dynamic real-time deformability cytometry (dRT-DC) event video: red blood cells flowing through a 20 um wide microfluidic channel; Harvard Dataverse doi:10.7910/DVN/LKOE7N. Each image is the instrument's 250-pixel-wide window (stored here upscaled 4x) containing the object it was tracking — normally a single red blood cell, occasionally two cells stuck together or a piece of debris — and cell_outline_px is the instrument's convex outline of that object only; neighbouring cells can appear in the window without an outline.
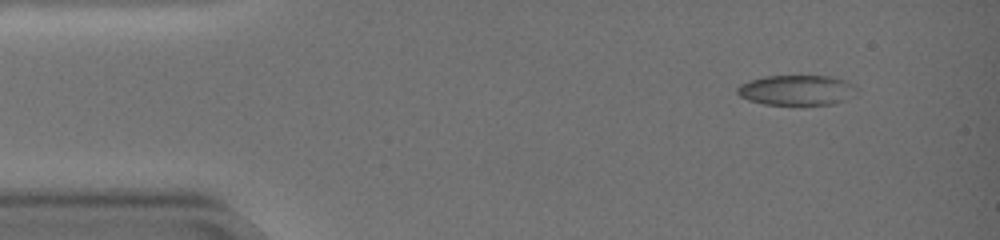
{"species": "common noctule bat (a hibernating species)", "species_latin": "Nyctalus noctula", "temperature_condition": "warm", "stored_images_in_passage": 50, "camera_frame_rate_fps": 3000, "um_per_image_px": 0.085, "animal": {"sex": "female", "body_mass_g": 19.0, "forearm_length_mm": 51.5}, "frame": {"image": 1, "passage_image": 1, "time_ms": 0.0, "image_size_px": [1000, 240], "cell_outline_px": [[856, 92], [844, 100], [832, 104], [764, 104], [748, 100], [740, 96], [736, 92], [736, 88], [740, 84], [748, 80], [764, 76], [832, 76], [844, 80], [852, 84], [856, 88]], "centroid_in_image_um": [67.67, 7.65], "position_along_channel_um": 17.3, "area_um2": 20.87}}
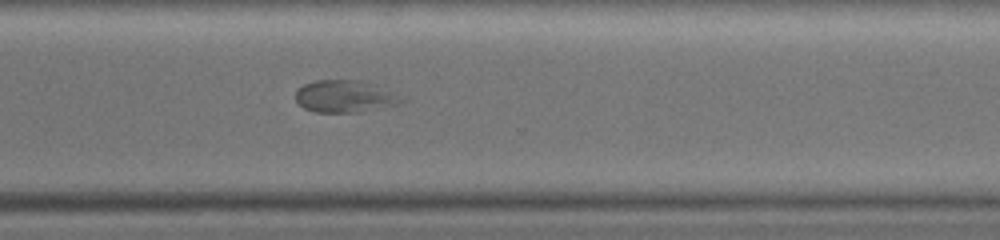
{"frame": {"image": 2, "passage_image": 36, "time_ms": 11.667, "image_size_px": [1000, 240], "cell_outline_px": [[408, 100], [396, 104], [380, 108], [360, 112], [316, 112], [304, 108], [296, 100], [296, 92], [304, 84], [316, 80], [360, 80], [408, 96]], "centroid_in_image_um": [29.4, 8.19], "position_along_channel_um": 341.2, "area_um2": 20.0}}
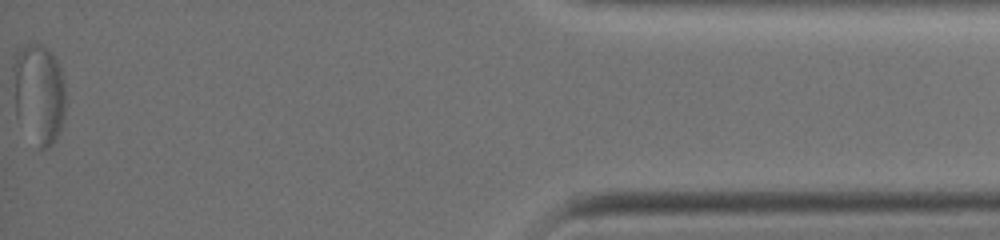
{"frame": {"image": 3, "passage_image": 50, "time_ms": 16.333, "image_size_px": [1000, 240], "cell_outline_px": [[64, 116], [56, 140], [48, 148], [40, 148], [16, 116], [12, 68], [12, 64], [16, 56], [28, 44], [40, 44], [48, 48], [52, 52], [60, 68], [64, 84]], "centroid_in_image_um": [3.3, 7.94], "position_along_channel_um": 431.9, "area_um2": 30.17}}